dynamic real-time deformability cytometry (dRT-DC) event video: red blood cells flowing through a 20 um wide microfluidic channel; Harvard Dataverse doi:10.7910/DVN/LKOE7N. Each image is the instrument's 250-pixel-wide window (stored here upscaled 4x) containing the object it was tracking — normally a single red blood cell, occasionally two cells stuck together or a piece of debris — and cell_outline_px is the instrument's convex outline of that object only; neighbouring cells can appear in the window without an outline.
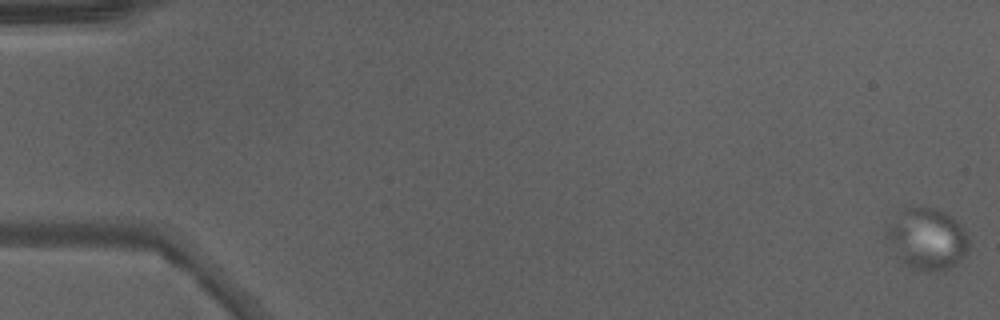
{"species": "Egyptian fruit bat (a non-hibernating species)", "species_latin": "Rousettus aegyptiacus", "temperature_condition": "warm", "stored_images_in_passage": 13, "camera_frame_rate_fps": 3000, "um_per_image_px": 0.085, "animal": {"sex": "male"}, "frame": {"image": 1, "passage_image": 1, "time_ms": 0.0, "image_size_px": [1000, 320], "cell_outline_px": [[968, 252], [964, 256], [948, 268], [924, 272], [904, 264], [896, 256], [884, 236], [884, 232], [888, 224], [904, 208], [936, 208], [948, 212], [960, 224], [968, 236]], "centroid_in_image_um": [78.78, 20.29], "position_along_channel_um": 6.2, "area_um2": 29.48}}